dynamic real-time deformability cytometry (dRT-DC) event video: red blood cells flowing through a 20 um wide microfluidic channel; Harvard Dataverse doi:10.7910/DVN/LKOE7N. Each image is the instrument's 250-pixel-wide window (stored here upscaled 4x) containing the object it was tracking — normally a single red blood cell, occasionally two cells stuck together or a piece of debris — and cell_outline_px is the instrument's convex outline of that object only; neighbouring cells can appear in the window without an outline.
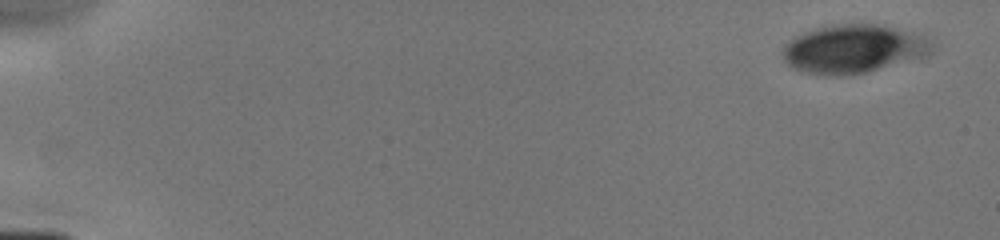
{"species": "human", "species_latin": "Homo sapiens", "temperature_condition": "cold", "stored_images_in_passage": 9, "camera_frame_rate_fps": 3000, "um_per_image_px": 0.085, "donor": {"sex": "male"}, "frame": {"image": 1, "passage_image": 1, "time_ms": 0.0, "image_size_px": [1000, 240], "cell_outline_px": [[936, 48], [932, 52], [864, 72], [836, 76], [828, 76], [804, 72], [792, 68], [784, 60], [784, 44], [796, 36], [804, 32], [816, 28], [840, 24], [876, 24], [896, 28], [924, 36], [932, 40]], "centroid_in_image_um": [72.5, 4.14], "position_along_channel_um": 12.5, "area_um2": 41.38}}
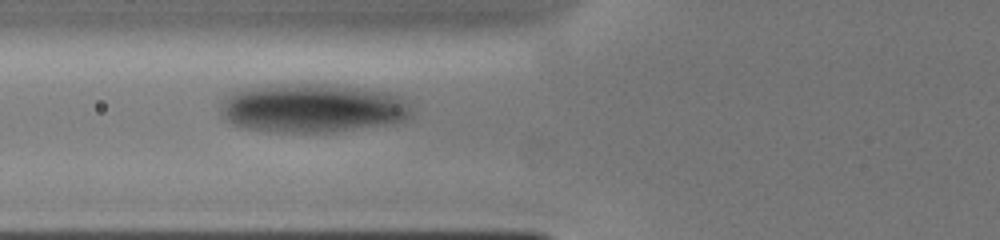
{"frame": {"image": 2, "passage_image": 7, "time_ms": 6.0, "image_size_px": [1000, 240], "cell_outline_px": [[412, 116], [408, 120], [392, 124], [332, 132], [272, 132], [244, 128], [232, 124], [220, 116], [220, 108], [224, 100], [232, 92], [252, 88], [276, 84], [328, 84], [388, 92], [400, 96], [408, 104], [412, 112]], "centroid_in_image_um": [26.58, 9.21], "position_along_channel_um": 99.2, "area_um2": 54.62}}
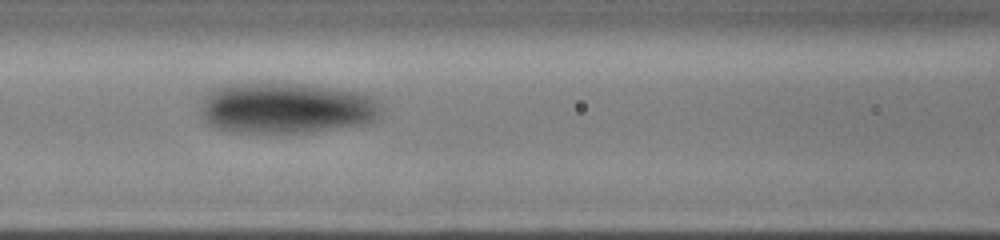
{"frame": {"image": 3, "passage_image": 8, "time_ms": 7.0, "image_size_px": [1000, 240], "cell_outline_px": [[380, 120], [368, 124], [312, 132], [236, 132], [216, 128], [208, 124], [204, 116], [204, 96], [212, 88], [224, 84], [256, 80], [308, 84], [364, 92], [376, 96], [380, 100]], "centroid_in_image_um": [24.42, 9.13], "position_along_channel_um": 142.2, "area_um2": 55.26}}